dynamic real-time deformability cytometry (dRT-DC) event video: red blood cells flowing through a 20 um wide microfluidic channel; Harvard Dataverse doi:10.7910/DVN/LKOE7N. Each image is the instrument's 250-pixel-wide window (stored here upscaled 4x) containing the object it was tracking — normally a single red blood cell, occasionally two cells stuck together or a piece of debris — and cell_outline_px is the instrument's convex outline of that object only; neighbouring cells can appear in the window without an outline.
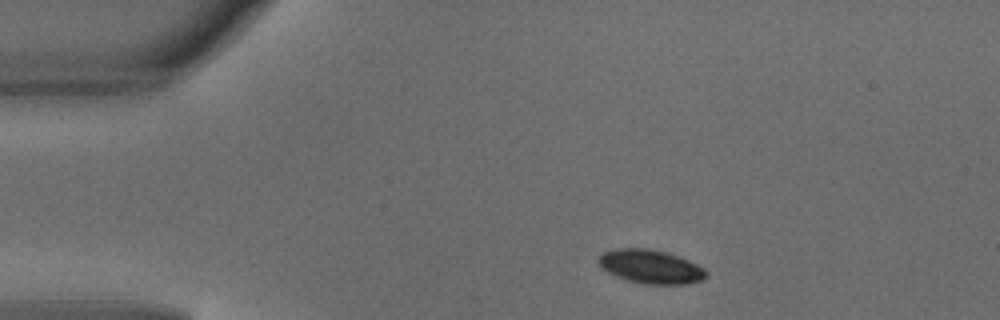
{"species": "common noctule bat (a hibernating species)", "species_latin": "Nyctalus noctula", "temperature_condition": "warm", "stored_images_in_passage": 4, "camera_frame_rate_fps": 3000, "um_per_image_px": 0.085, "animal": {"sex": "male", "body_mass_g": 18.8}, "frame": {"image": 1, "passage_image": 1, "time_ms": 0.0, "image_size_px": [1000, 320], "cell_outline_px": [[708, 276], [704, 280], [688, 284], [644, 284], [628, 280], [616, 276], [600, 268], [596, 260], [600, 252], [616, 248], [644, 248], [668, 252], [680, 256], [704, 268], [708, 272]], "centroid_in_image_um": [55.29, 22.66], "position_along_channel_um": 29.7, "area_um2": 21.62}}
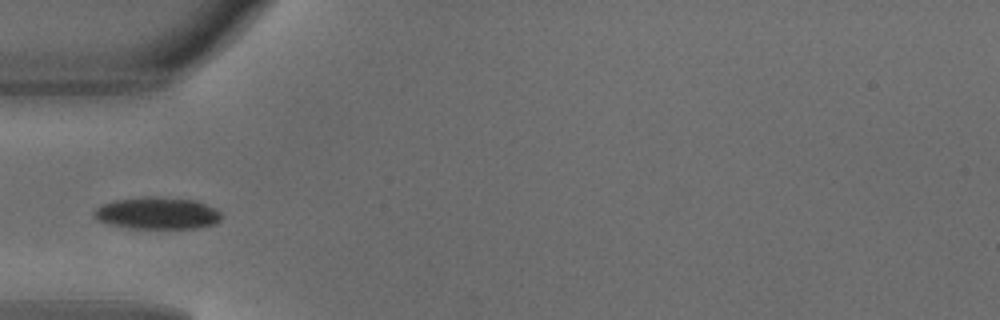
{"frame": {"image": 2, "passage_image": 3, "time_ms": 0.667, "image_size_px": [1000, 320], "cell_outline_px": [[224, 216], [216, 224], [196, 228], [132, 228], [108, 224], [96, 220], [92, 216], [92, 212], [100, 204], [112, 200], [144, 196], [156, 196], [192, 200], [216, 208]], "centroid_in_image_um": [13.32, 18.11], "position_along_channel_um": 71.7, "area_um2": 24.1}}
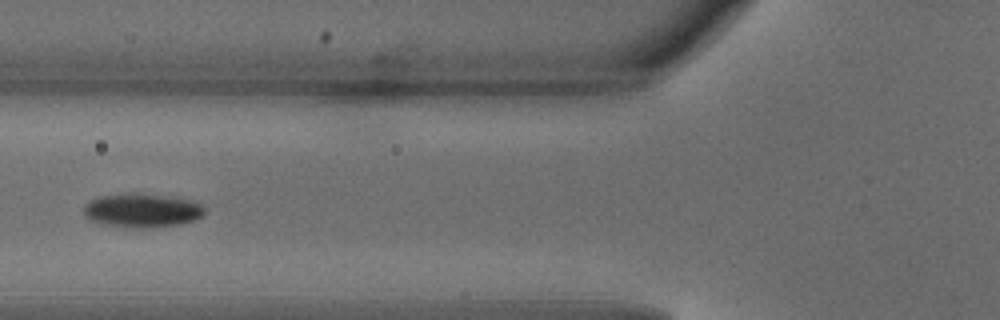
{"frame": {"image": 3, "passage_image": 4, "time_ms": 1.0, "image_size_px": [1000, 320], "cell_outline_px": [[204, 212], [196, 220], [180, 224], [144, 228], [140, 228], [100, 224], [84, 216], [84, 204], [88, 200], [100, 196], [132, 192], [172, 196], [192, 200], [204, 204]], "centroid_in_image_um": [12.08, 17.86], "position_along_channel_um": 113.7, "area_um2": 24.22}}